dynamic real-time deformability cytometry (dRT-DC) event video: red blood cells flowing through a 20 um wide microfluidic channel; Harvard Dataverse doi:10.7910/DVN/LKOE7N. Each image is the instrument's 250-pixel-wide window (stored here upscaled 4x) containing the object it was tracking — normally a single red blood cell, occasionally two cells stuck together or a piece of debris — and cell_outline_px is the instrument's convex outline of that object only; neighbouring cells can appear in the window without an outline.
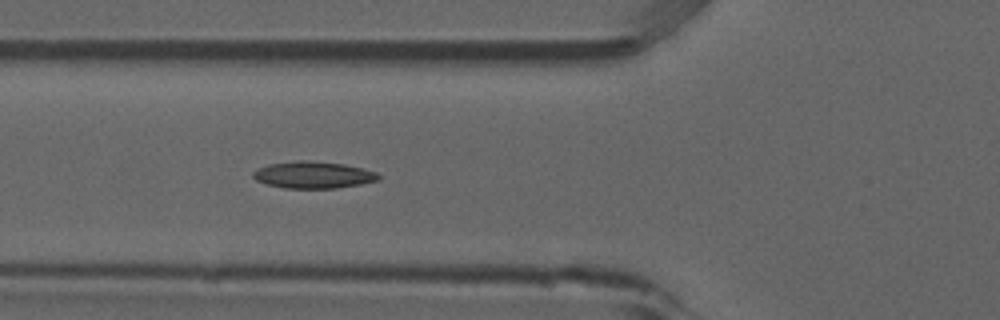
{"species": "common noctule bat (a hibernating species)", "species_latin": "Nyctalus noctula", "temperature_condition": "room temperature", "stored_images_in_passage": 4, "camera_frame_rate_fps": 3000, "um_per_image_px": 0.085, "animal": {"sex": "male", "forearm_length_mm": 52.5}, "frame": {"image": 1, "passage_image": 4, "time_ms": 1.0, "image_size_px": [1000, 320], "cell_outline_px": [[380, 180], [360, 184], [336, 188], [284, 188], [268, 184], [256, 180], [252, 176], [252, 172], [268, 164], [296, 160], [308, 160], [344, 164], [364, 168], [376, 172], [380, 176]], "centroid_in_image_um": [26.64, 14.86], "position_along_channel_um": 99.2, "area_um2": 19.65}}